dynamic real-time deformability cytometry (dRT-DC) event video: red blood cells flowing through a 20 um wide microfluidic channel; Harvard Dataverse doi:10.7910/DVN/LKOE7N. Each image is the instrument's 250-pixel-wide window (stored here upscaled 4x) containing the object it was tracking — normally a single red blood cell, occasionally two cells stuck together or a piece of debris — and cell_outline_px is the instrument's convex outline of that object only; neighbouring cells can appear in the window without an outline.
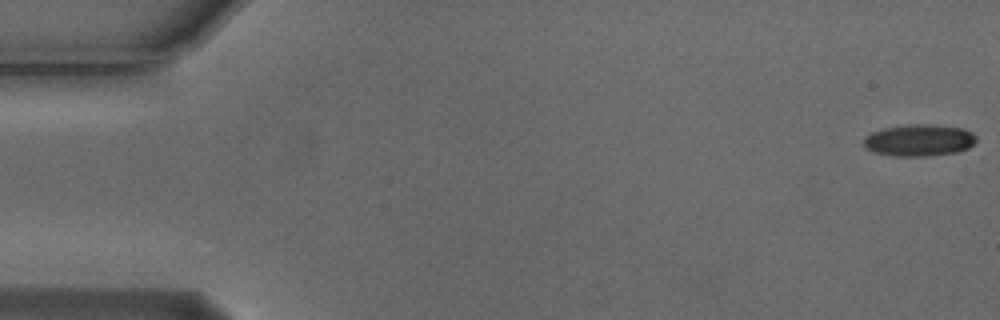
{"species": "Egyptian fruit bat (a non-hibernating species)", "species_latin": "Rousettus aegyptiacus", "temperature_condition": "cold", "stored_images_in_passage": 55, "camera_frame_rate_fps": 3000, "um_per_image_px": 0.085, "animal": {"sex": "male"}, "frame": {"image": 1, "passage_image": 1, "time_ms": 0.0, "image_size_px": [1000, 320], "cell_outline_px": [[976, 140], [968, 148], [956, 152], [928, 156], [892, 156], [872, 152], [864, 148], [864, 136], [872, 132], [884, 128], [908, 124], [928, 124], [964, 128], [972, 132], [976, 136]], "centroid_in_image_um": [78.09, 11.92], "position_along_channel_um": 6.9, "area_um2": 21.04}}
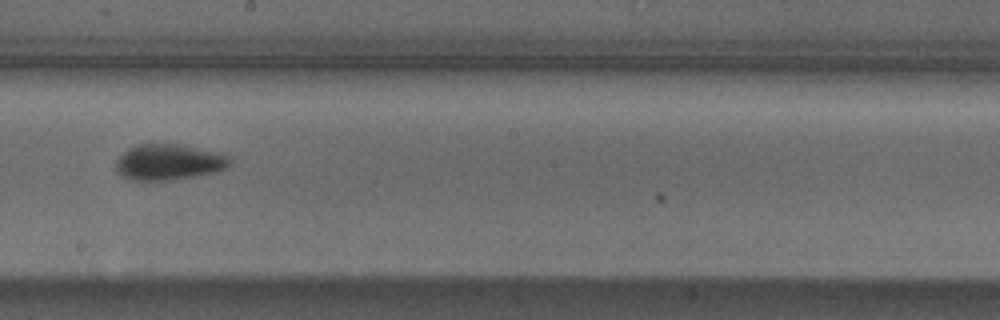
{"frame": {"image": 2, "passage_image": 31, "time_ms": 10.0, "image_size_px": [1000, 320], "cell_outline_px": [[232, 160], [228, 168], [216, 172], [168, 180], [132, 180], [124, 176], [116, 168], [116, 160], [128, 148], [136, 144], [180, 144], [220, 152], [228, 156]], "centroid_in_image_um": [14.39, 13.76], "position_along_channel_um": 233.8, "area_um2": 23.76}}
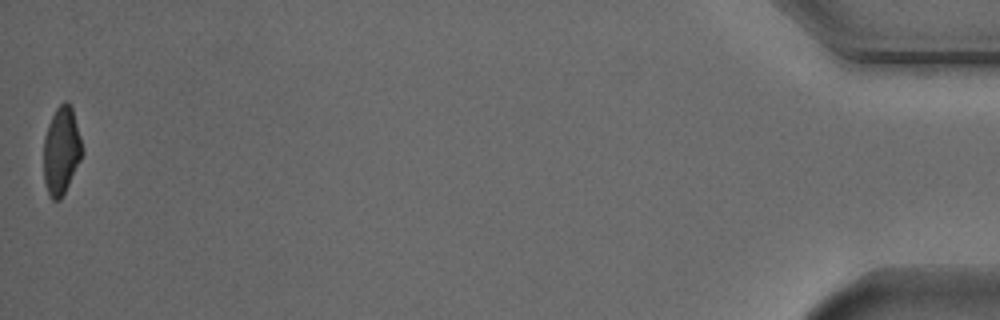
{"frame": {"image": 3, "passage_image": 55, "time_ms": 18.0, "image_size_px": [1000, 320], "cell_outline_px": [[84, 152], [60, 200], [52, 200], [48, 196], [44, 180], [44, 136], [48, 124], [56, 108], [64, 100], [68, 100], [72, 108], [80, 136]], "centroid_in_image_um": [5.21, 12.79], "position_along_channel_um": 430.0, "area_um2": 19.65}, "authors_computed_cell_mechanics": {"area_um2": 22.0218, "velocity_mm_per_s": 3.7214, "shape_relaxation_time_tau1_ms": 4.1739, "shape_relaxation_time_tau2_ms": null, "deformation_change_tau1": 0.1381, "deformation_change_tau2": null}}